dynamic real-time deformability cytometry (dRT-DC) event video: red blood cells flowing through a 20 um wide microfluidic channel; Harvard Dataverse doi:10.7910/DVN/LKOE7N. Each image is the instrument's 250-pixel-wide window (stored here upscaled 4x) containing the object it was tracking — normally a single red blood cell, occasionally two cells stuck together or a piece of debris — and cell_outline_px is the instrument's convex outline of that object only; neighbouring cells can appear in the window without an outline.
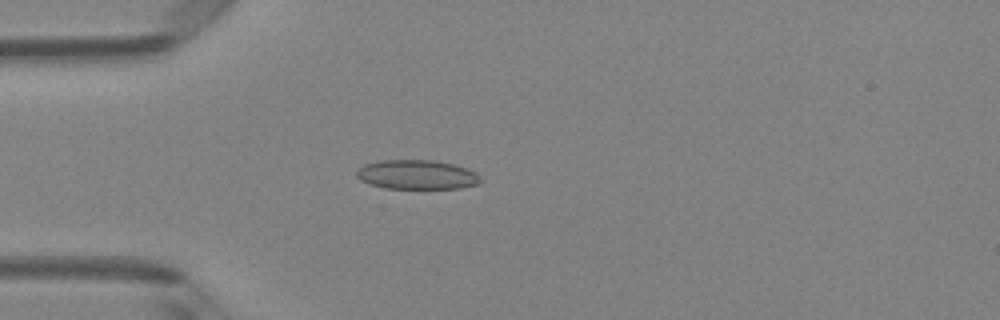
{"species": "Egyptian fruit bat (a non-hibernating species)", "species_latin": "Rousettus aegyptiacus", "temperature_condition": "room temperature", "stored_images_in_passage": 49, "camera_frame_rate_fps": 3000, "um_per_image_px": 0.085, "animal": {"sex": "female"}, "frame": {"image": 1, "passage_image": 14, "time_ms": 4.333, "image_size_px": [1000, 320], "cell_outline_px": [[484, 180], [476, 184], [460, 188], [384, 188], [360, 180], [356, 176], [356, 172], [364, 164], [380, 160], [436, 160], [468, 168], [476, 172]], "centroid_in_image_um": [35.46, 14.84], "position_along_channel_um": 49.5, "area_um2": 21.21}}
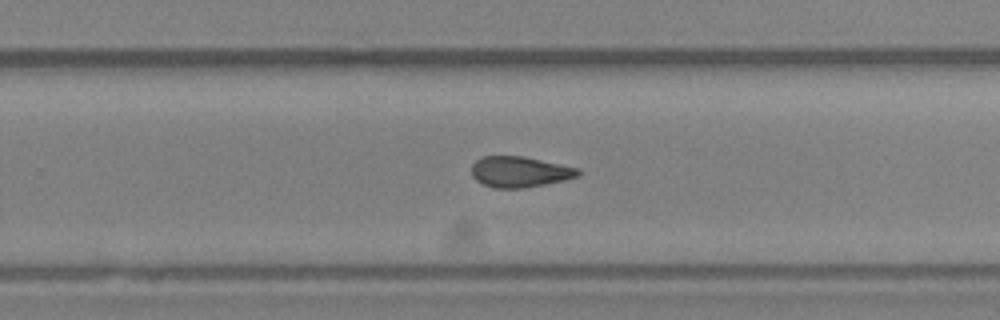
{"frame": {"image": 2, "passage_image": 32, "time_ms": 10.333, "image_size_px": [1000, 320], "cell_outline_px": [[580, 176], [564, 180], [544, 184], [520, 188], [496, 188], [484, 184], [476, 180], [472, 176], [472, 164], [480, 156], [524, 156], [580, 168]], "centroid_in_image_um": [44.18, 14.59], "position_along_channel_um": 285.6, "area_um2": 19.13}}
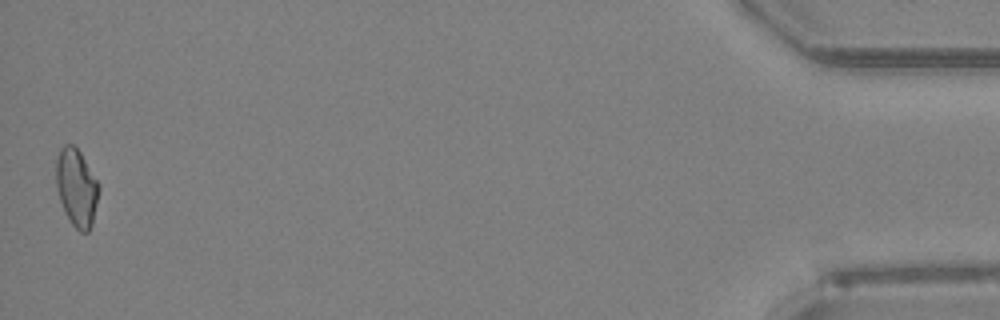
{"frame": {"image": 3, "passage_image": 49, "time_ms": 16.0, "image_size_px": [1000, 320], "cell_outline_px": [[100, 188], [92, 224], [88, 232], [80, 232], [72, 224], [60, 200], [56, 184], [56, 160], [60, 148], [64, 144], [72, 144], [80, 152], [100, 184]], "centroid_in_image_um": [6.52, 15.92], "position_along_channel_um": 428.7, "area_um2": 19.19}, "authors_computed_cell_mechanics": {"area_um2": 19.5364, "velocity_mm_per_s": 4.1426, "shape_relaxation_time_tau1_ms": null, "shape_relaxation_time_tau2_ms": 3.4831, "deformation_change_tau1": null, "deformation_change_tau2": 0.0979}}